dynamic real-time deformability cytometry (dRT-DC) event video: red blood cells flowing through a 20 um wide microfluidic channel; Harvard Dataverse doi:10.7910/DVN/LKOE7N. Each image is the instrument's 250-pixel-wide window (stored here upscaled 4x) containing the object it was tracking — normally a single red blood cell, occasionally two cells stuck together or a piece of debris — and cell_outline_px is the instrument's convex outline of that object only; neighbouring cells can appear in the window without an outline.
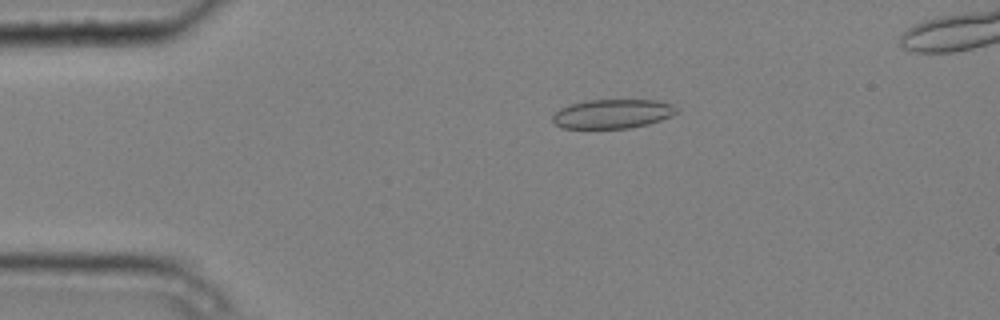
{"species": "common noctule bat (a hibernating species)", "species_latin": "Nyctalus noctula", "temperature_condition": "cold", "stored_images_in_passage": 6, "camera_frame_rate_fps": 3000, "um_per_image_px": 0.085, "animal": {"sex": "male", "body_mass_g": 20.4}, "frame": {"image": 1, "passage_image": 3, "time_ms": 0.667, "image_size_px": [1000, 320], "cell_outline_px": [[676, 112], [672, 116], [648, 124], [628, 128], [560, 128], [552, 120], [552, 116], [560, 108], [572, 104], [588, 100], [656, 100], [672, 104], [676, 108]], "centroid_in_image_um": [52.05, 9.67], "position_along_channel_um": 32.9, "area_um2": 20.92}}
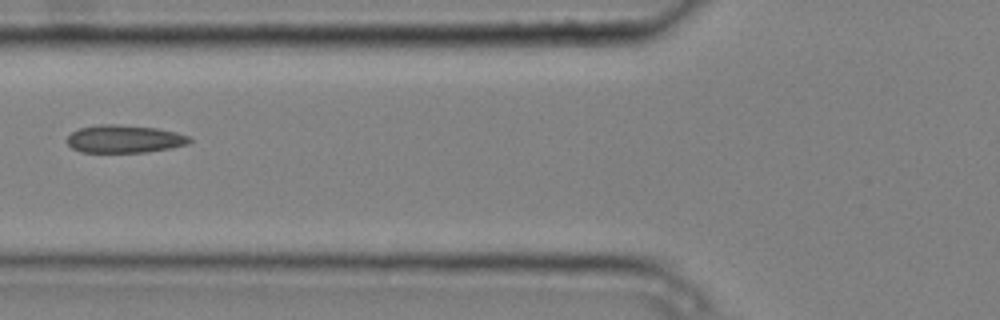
{"frame": {"image": 2, "passage_image": 6, "time_ms": 1.667, "image_size_px": [1000, 320], "cell_outline_px": [[192, 140], [188, 144], [172, 148], [144, 152], [80, 152], [72, 148], [68, 144], [68, 136], [72, 132], [80, 128], [100, 124], [116, 124], [156, 128], [176, 132], [188, 136]], "centroid_in_image_um": [10.58, 11.81], "position_along_channel_um": 115.2, "area_um2": 19.77}}